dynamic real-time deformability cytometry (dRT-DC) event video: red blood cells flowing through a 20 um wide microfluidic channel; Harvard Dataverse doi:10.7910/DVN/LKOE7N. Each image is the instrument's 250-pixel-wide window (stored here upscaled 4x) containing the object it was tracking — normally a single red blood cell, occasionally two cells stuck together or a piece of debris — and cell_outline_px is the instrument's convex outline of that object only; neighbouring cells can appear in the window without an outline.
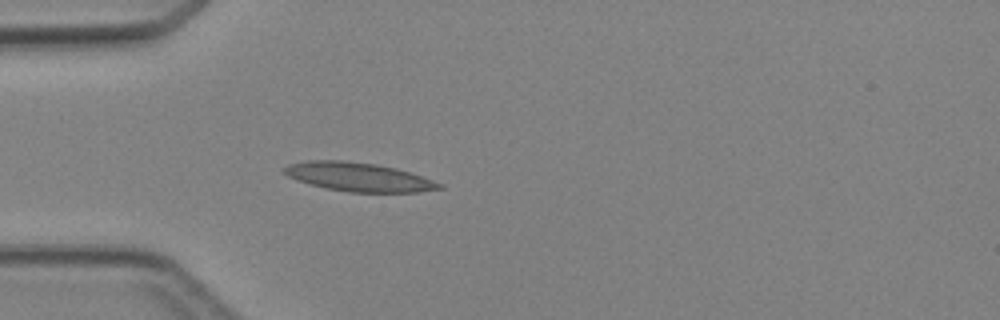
{"species": "Egyptian fruit bat (a non-hibernating species)", "species_latin": "Rousettus aegyptiacus", "temperature_condition": "cold", "stored_images_in_passage": 3, "camera_frame_rate_fps": 3000, "um_per_image_px": 0.085, "animal": {"sex": "female"}, "frame": {"image": 1, "passage_image": 3, "time_ms": 2.333, "image_size_px": [1000, 320], "cell_outline_px": [[444, 188], [420, 192], [348, 192], [328, 188], [296, 180], [288, 176], [284, 172], [284, 168], [288, 164], [308, 160], [344, 160], [376, 164], [396, 168], [444, 184]], "centroid_in_image_um": [30.49, 15.04], "position_along_channel_um": 54.5, "area_um2": 25.84}}